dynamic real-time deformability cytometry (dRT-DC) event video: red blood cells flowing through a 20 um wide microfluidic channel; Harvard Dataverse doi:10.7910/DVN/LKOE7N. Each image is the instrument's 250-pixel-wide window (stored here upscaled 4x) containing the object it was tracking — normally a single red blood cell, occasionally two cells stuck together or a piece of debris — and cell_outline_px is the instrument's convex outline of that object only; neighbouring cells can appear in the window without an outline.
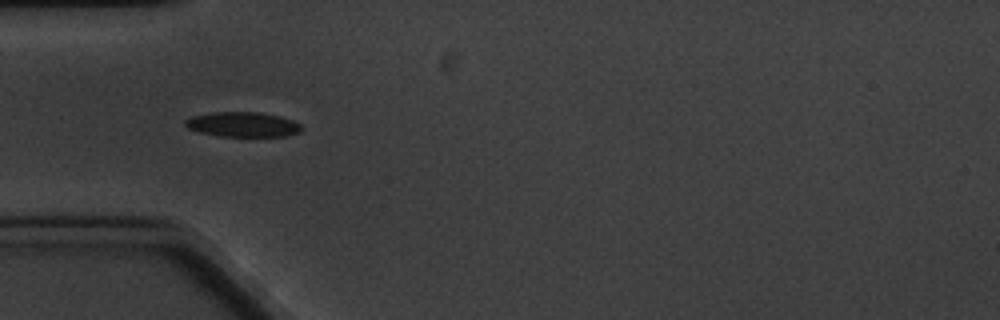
{"species": "common noctule bat (a hibernating species)", "species_latin": "Nyctalus noctula", "temperature_condition": "cold", "stored_images_in_passage": 6, "camera_frame_rate_fps": 3000, "um_per_image_px": 0.085, "animal": {"sex": "male", "body_mass_g": 20.1, "forearm_length_mm": 53.5}, "frame": {"image": 1, "passage_image": 4, "time_ms": 4.333, "image_size_px": [1000, 320], "cell_outline_px": [[300, 132], [284, 136], [220, 136], [200, 132], [188, 128], [184, 124], [184, 120], [192, 116], [212, 112], [260, 112], [280, 116], [292, 120], [300, 124]], "centroid_in_image_um": [20.61, 10.57], "position_along_channel_um": 64.4, "area_um2": 16.76}}